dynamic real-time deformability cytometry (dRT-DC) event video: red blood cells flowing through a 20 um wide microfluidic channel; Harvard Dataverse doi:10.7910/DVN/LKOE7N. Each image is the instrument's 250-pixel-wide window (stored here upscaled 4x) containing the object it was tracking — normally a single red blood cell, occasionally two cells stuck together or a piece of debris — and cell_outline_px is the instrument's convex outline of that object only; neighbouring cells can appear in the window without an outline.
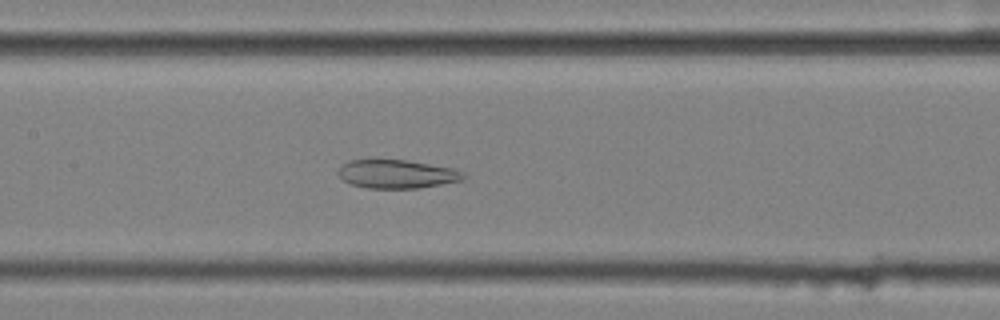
{"species": "common noctule bat (a hibernating species)", "species_latin": "Nyctalus noctula", "temperature_condition": "cold", "stored_images_in_passage": 57, "camera_frame_rate_fps": 3000, "um_per_image_px": 0.085, "animal": {"sex": "female", "body_mass_g": 25.1}, "frame": {"image": 1, "passage_image": 28, "time_ms": 9.0, "image_size_px": [1000, 320], "cell_outline_px": [[464, 176], [460, 180], [440, 184], [416, 188], [368, 188], [352, 184], [344, 180], [336, 172], [348, 160], [404, 160], [452, 168], [464, 172]], "centroid_in_image_um": [33.7, 14.79], "position_along_channel_um": 173.7, "area_um2": 20.35}}
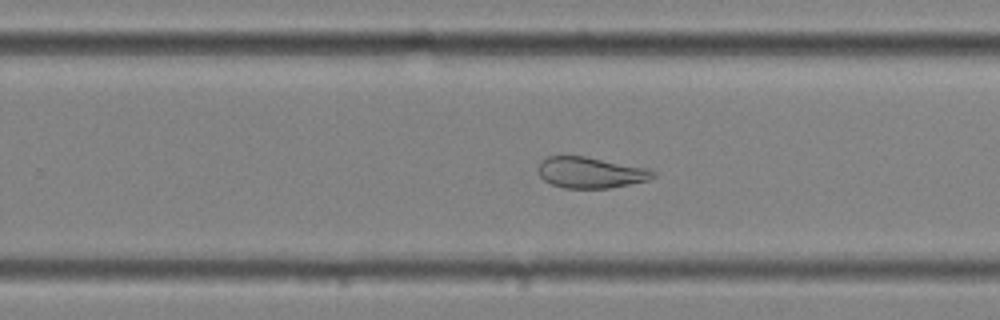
{"frame": {"image": 2, "passage_image": 37, "time_ms": 12.0, "image_size_px": [1000, 320], "cell_outline_px": [[656, 176], [648, 180], [608, 188], [564, 188], [552, 184], [544, 180], [540, 176], [540, 164], [548, 156], [584, 156], [648, 168], [656, 172]], "centroid_in_image_um": [50.23, 14.67], "position_along_channel_um": 279.6, "area_um2": 20.46}}
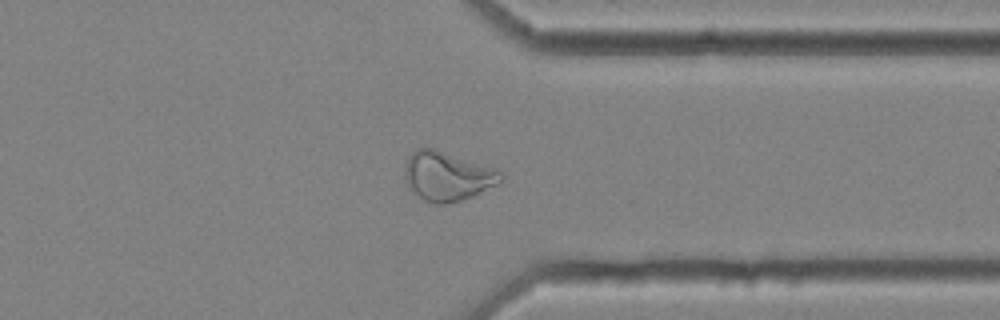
{"frame": {"image": 3, "passage_image": 45, "time_ms": 14.667, "image_size_px": [1000, 320], "cell_outline_px": [[504, 180], [472, 196], [460, 200], [444, 204], [436, 204], [424, 200], [408, 188], [404, 176], [404, 168], [408, 156], [416, 148], [436, 148], [496, 168], [504, 172]], "centroid_in_image_um": [38.02, 14.95], "position_along_channel_um": 373.4, "area_um2": 27.8}, "authors_computed_cell_mechanics": {"area_um2": 29.6514, "velocity_mm_per_s": 3.5339, "shape_relaxation_time_tau1_ms": null, "shape_relaxation_time_tau2_ms": 2.7349, "deformation_change_tau1": null, "deformation_change_tau2": 0.1056}}